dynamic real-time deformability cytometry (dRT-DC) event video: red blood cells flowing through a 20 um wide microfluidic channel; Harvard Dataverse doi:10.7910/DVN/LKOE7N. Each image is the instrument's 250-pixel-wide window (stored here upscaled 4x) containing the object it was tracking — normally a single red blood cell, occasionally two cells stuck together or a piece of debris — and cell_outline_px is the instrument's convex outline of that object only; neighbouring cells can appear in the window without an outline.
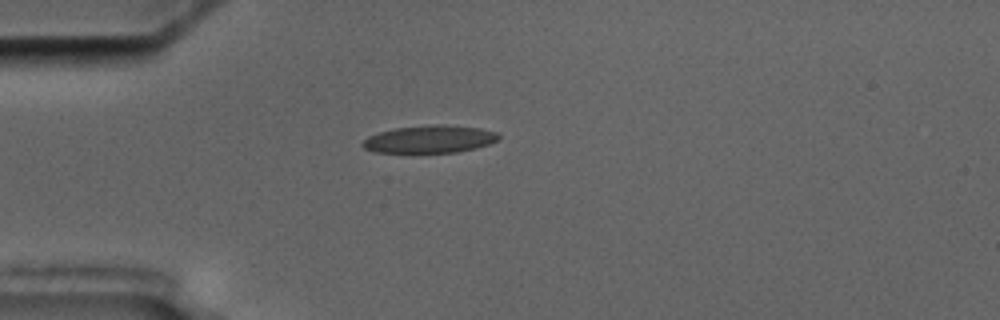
{"species": "common noctule bat (a hibernating species)", "species_latin": "Nyctalus noctula", "temperature_condition": "cold", "stored_images_in_passage": 1, "camera_frame_rate_fps": 3000, "um_per_image_px": 0.085, "animal": {"sex": "male", "body_mass_g": 17.5, "forearm_length_mm": 52.3}, "frame": {"image": 1, "passage_image": 1, "time_ms": 0.0, "image_size_px": [1000, 320], "cell_outline_px": [[500, 140], [476, 148], [456, 152], [372, 152], [364, 148], [360, 144], [368, 136], [380, 132], [396, 128], [436, 124], [448, 124], [480, 128], [496, 132], [500, 136]], "centroid_in_image_um": [36.54, 11.82], "position_along_channel_um": 48.5, "area_um2": 21.85}}